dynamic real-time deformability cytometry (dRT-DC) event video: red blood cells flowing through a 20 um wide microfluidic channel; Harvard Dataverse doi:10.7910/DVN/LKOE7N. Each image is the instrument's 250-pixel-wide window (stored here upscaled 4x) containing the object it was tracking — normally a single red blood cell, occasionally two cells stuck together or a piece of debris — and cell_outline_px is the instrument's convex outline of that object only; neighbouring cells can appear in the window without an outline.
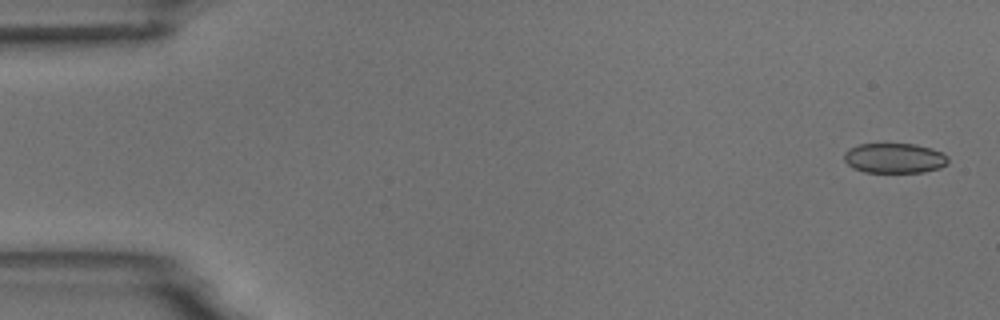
{"species": "common noctule bat (a hibernating species)", "species_latin": "Nyctalus noctula", "temperature_condition": "room temperature", "stored_images_in_passage": 5, "camera_frame_rate_fps": 3000, "um_per_image_px": 0.085, "animal": {"sex": "male", "body_mass_g": 18.8}, "frame": {"image": 1, "passage_image": 1, "time_ms": 0.0, "image_size_px": [1000, 320], "cell_outline_px": [[948, 164], [940, 168], [924, 172], [864, 172], [852, 168], [844, 160], [844, 152], [848, 148], [860, 144], [916, 144], [932, 148], [948, 156]], "centroid_in_image_um": [76.03, 13.44], "position_along_channel_um": 9.0, "area_um2": 18.32}}
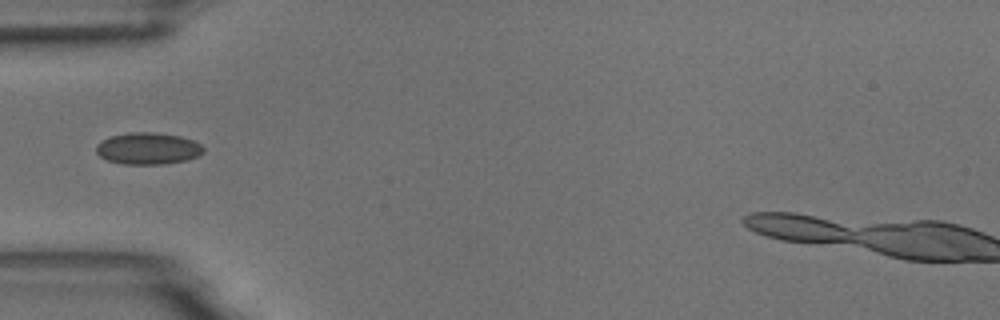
{"frame": {"image": 2, "passage_image": 5, "time_ms": 5.333, "image_size_px": [1000, 320], "cell_outline_px": [[204, 152], [188, 160], [164, 164], [124, 164], [108, 160], [100, 156], [96, 152], [96, 144], [100, 140], [112, 136], [128, 132], [152, 132], [180, 136], [192, 140], [200, 144], [204, 148]], "centroid_in_image_um": [12.56, 12.62], "position_along_channel_um": 72.4, "area_um2": 19.88}}